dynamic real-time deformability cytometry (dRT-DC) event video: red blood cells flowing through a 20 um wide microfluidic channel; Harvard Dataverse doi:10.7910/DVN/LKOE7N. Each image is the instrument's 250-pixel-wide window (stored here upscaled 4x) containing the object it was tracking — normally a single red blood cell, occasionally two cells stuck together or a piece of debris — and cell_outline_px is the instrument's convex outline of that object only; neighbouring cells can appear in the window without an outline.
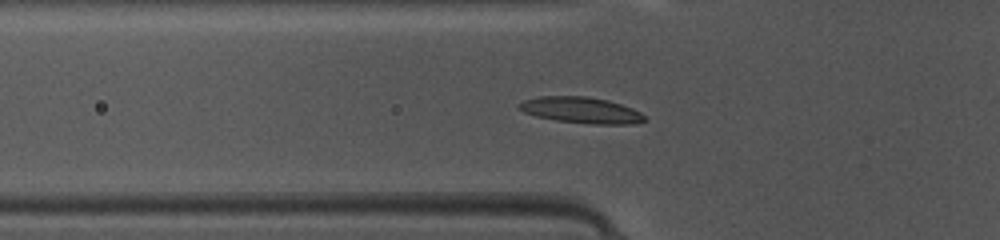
{"species": "common noctule bat (a hibernating species)", "species_latin": "Nyctalus noctula", "temperature_condition": "warm", "stored_images_in_passage": 30, "camera_frame_rate_fps": 3000, "um_per_image_px": 0.085, "animal": {"sex": "female", "body_mass_g": 10.0, "forearm_length_mm": 53.1}, "frame": {"image": 1, "passage_image": 3, "time_ms": 0.667, "image_size_px": [1000, 240], "cell_outline_px": [[648, 120], [636, 124], [592, 124], [556, 120], [536, 116], [524, 112], [516, 104], [524, 100], [540, 96], [588, 96], [608, 100], [632, 108], [640, 112]], "centroid_in_image_um": [49.42, 9.36], "position_along_channel_um": 76.4, "area_um2": 19.13}}
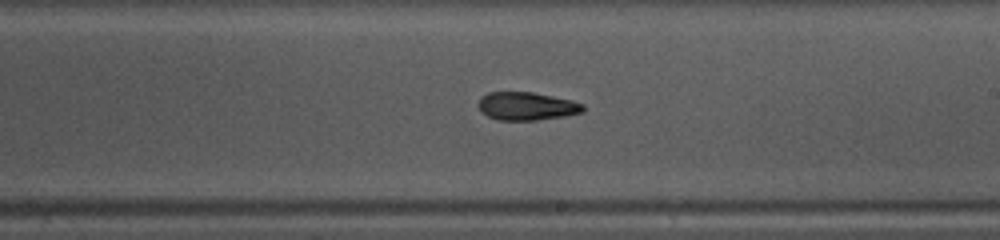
{"frame": {"image": 2, "passage_image": 15, "time_ms": 4.667, "image_size_px": [1000, 240], "cell_outline_px": [[584, 112], [564, 116], [536, 120], [496, 120], [480, 112], [476, 104], [480, 96], [488, 92], [532, 92], [572, 100], [584, 104]], "centroid_in_image_um": [44.72, 9.02], "position_along_channel_um": 244.3, "area_um2": 17.4}}
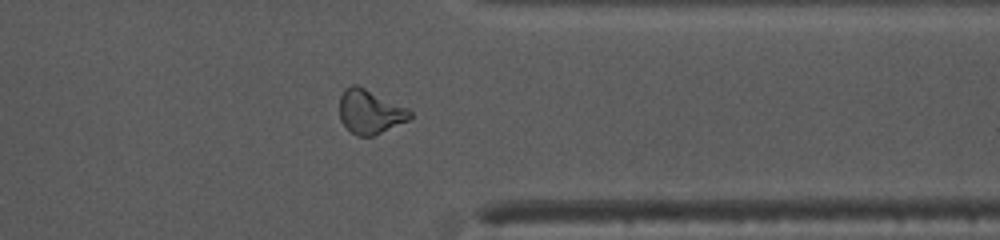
{"frame": {"image": 3, "passage_image": 25, "time_ms": 8.0, "image_size_px": [1000, 240], "cell_outline_px": [[412, 116], [408, 120], [372, 136], [356, 136], [340, 120], [340, 96], [344, 88], [352, 84], [356, 84], [408, 108], [412, 112]], "centroid_in_image_um": [31.43, 9.48], "position_along_channel_um": 380.0, "area_um2": 17.92}}